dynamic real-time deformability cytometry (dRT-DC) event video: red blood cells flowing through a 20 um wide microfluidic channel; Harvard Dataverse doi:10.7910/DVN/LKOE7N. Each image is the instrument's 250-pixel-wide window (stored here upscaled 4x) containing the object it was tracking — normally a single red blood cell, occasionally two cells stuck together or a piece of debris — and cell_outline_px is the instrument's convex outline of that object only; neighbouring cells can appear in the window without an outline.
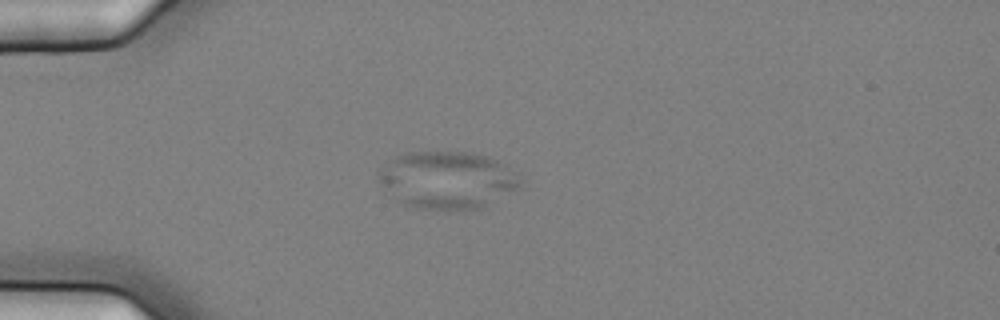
{"species": "common noctule bat (a hibernating species)", "species_latin": "Nyctalus noctula", "temperature_condition": "cold", "stored_images_in_passage": 13, "camera_frame_rate_fps": 3000, "um_per_image_px": 0.085, "animal": {"sex": "female", "body_mass_g": 25.1}, "frame": {"image": 1, "passage_image": 2, "time_ms": 0.333, "image_size_px": [1000, 320], "cell_outline_px": [[520, 188], [484, 208], [420, 208], [404, 204], [376, 176], [376, 172], [396, 156], [404, 152], [472, 152], [488, 156], [504, 164], [520, 184]], "centroid_in_image_um": [38.03, 15.27], "position_along_channel_um": 47.0, "area_um2": 46.24}}
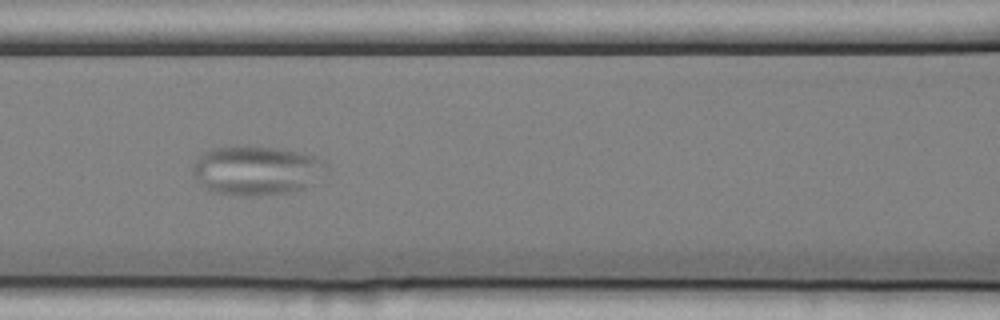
{"frame": {"image": 2, "passage_image": 5, "time_ms": 1.333, "image_size_px": [1000, 320], "cell_outline_px": [[328, 172], [308, 188], [292, 192], [256, 196], [240, 196], [216, 192], [208, 188], [192, 176], [192, 164], [204, 152], [212, 148], [232, 144], [284, 148], [320, 156], [328, 164]], "centroid_in_image_um": [21.89, 14.46], "position_along_channel_um": 144.7, "area_um2": 39.65}}
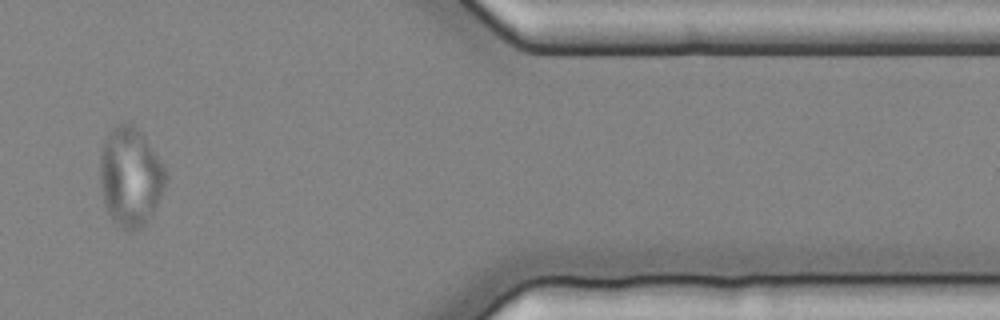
{"frame": {"image": 3, "passage_image": 11, "time_ms": 3.333, "image_size_px": [1000, 320], "cell_outline_px": [[168, 176], [164, 188], [152, 216], [140, 228], [132, 232], [124, 228], [112, 220], [104, 204], [100, 184], [100, 156], [104, 144], [112, 128], [116, 124], [132, 124], [144, 132], [164, 164], [168, 172]], "centroid_in_image_um": [11.12, 15.01], "position_along_channel_um": 400.3, "area_um2": 38.38}}